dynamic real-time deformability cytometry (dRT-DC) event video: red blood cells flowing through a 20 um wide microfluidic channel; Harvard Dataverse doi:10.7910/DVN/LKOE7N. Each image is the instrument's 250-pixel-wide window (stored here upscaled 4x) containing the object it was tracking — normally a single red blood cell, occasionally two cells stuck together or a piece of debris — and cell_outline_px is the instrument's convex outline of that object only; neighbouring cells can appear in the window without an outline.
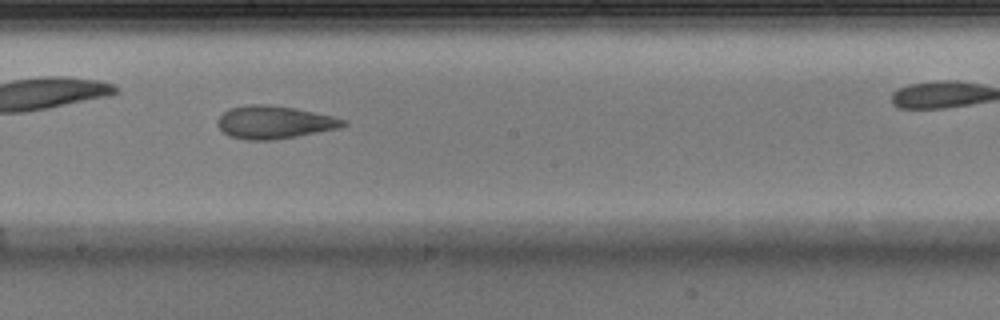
{"species": "Egyptian fruit bat (a non-hibernating species)", "species_latin": "Rousettus aegyptiacus", "temperature_condition": "warm", "stored_images_in_passage": 26, "camera_frame_rate_fps": 3000, "um_per_image_px": 0.085, "animal": {"sex": "male"}, "frame": {"image": 1, "passage_image": 15, "time_ms": 4.667, "image_size_px": [1000, 320], "cell_outline_px": [[348, 124], [340, 128], [276, 140], [248, 140], [228, 136], [216, 124], [216, 120], [228, 108], [252, 104], [268, 104], [292, 108], [332, 116], [348, 120]], "centroid_in_image_um": [23.31, 10.4], "position_along_channel_um": 224.9, "area_um2": 24.1}}